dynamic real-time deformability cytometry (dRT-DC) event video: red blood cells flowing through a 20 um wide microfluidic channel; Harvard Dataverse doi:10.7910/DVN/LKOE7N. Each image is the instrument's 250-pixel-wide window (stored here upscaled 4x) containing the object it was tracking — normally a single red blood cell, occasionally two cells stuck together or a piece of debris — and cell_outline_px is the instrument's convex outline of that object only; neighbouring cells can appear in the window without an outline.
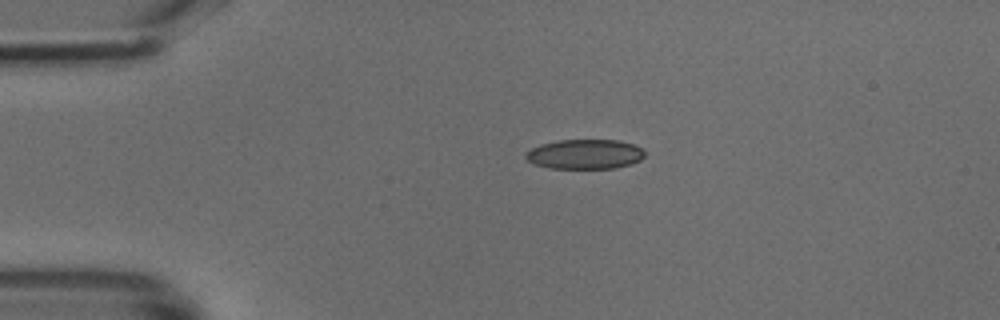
{"species": "common noctule bat (a hibernating species)", "species_latin": "Nyctalus noctula", "temperature_condition": "cold", "stored_images_in_passage": 39, "camera_frame_rate_fps": 3000, "um_per_image_px": 0.085, "animal": {"sex": "male", "body_mass_g": 18.8}, "frame": {"image": 1, "passage_image": 1, "time_ms": 0.0, "image_size_px": [1000, 320], "cell_outline_px": [[644, 156], [640, 160], [632, 164], [616, 168], [548, 168], [532, 164], [524, 156], [524, 152], [540, 144], [560, 140], [620, 140], [632, 144], [640, 148], [644, 152]], "centroid_in_image_um": [49.68, 13.11], "position_along_channel_um": 35.3, "area_um2": 20.69}}
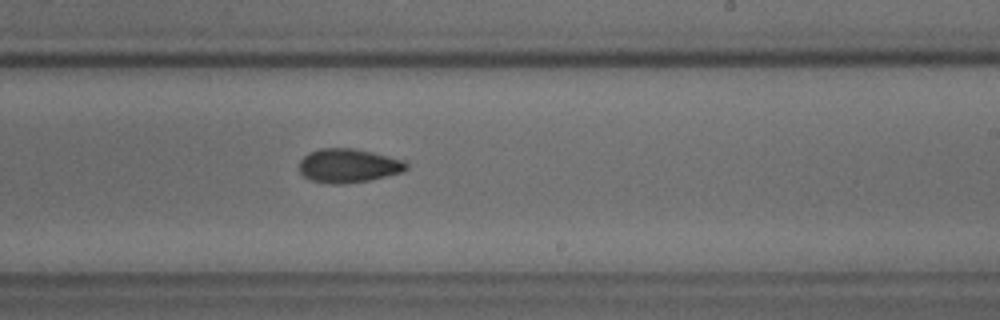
{"frame": {"image": 2, "passage_image": 20, "time_ms": 6.333, "image_size_px": [1000, 320], "cell_outline_px": [[408, 168], [404, 172], [372, 180], [344, 184], [332, 184], [312, 180], [304, 176], [300, 172], [300, 160], [308, 152], [320, 148], [352, 148], [372, 152], [404, 160], [408, 164]], "centroid_in_image_um": [29.64, 14.08], "position_along_channel_um": 259.4, "area_um2": 21.33}}
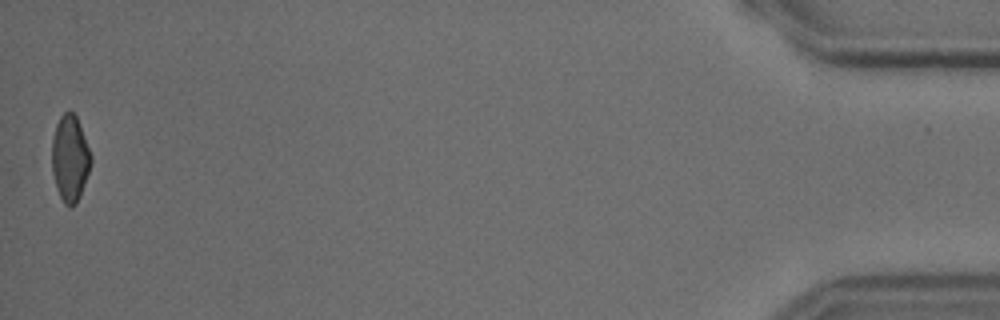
{"frame": {"image": 3, "passage_image": 39, "time_ms": 12.667, "image_size_px": [1000, 320], "cell_outline_px": [[92, 164], [80, 196], [76, 204], [72, 208], [68, 208], [64, 204], [60, 196], [52, 172], [52, 140], [56, 124], [60, 116], [68, 108], [76, 116], [92, 156]], "centroid_in_image_um": [5.96, 13.47], "position_along_channel_um": 429.2, "area_um2": 19.77}}